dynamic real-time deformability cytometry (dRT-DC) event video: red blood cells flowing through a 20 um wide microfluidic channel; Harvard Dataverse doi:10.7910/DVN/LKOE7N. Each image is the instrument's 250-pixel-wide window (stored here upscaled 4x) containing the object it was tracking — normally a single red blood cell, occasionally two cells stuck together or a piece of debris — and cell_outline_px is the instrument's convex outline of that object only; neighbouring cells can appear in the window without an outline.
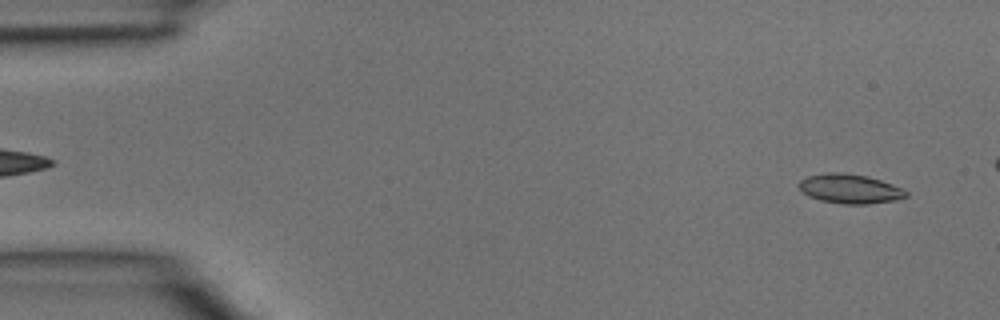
{"species": "common noctule bat (a hibernating species)", "species_latin": "Nyctalus noctula", "temperature_condition": "room temperature", "stored_images_in_passage": 4, "camera_frame_rate_fps": 3000, "um_per_image_px": 0.085, "animal": {"sex": "male", "body_mass_g": 15.6}, "frame": {"image": 1, "passage_image": 4, "time_ms": 1.0, "image_size_px": [1000, 320], "cell_outline_px": [[908, 196], [896, 200], [868, 204], [844, 204], [820, 200], [808, 196], [800, 188], [800, 180], [808, 176], [828, 172], [840, 172], [868, 176], [904, 188], [908, 192]], "centroid_in_image_um": [72.28, 16.05], "position_along_channel_um": 12.7, "area_um2": 18.32}}